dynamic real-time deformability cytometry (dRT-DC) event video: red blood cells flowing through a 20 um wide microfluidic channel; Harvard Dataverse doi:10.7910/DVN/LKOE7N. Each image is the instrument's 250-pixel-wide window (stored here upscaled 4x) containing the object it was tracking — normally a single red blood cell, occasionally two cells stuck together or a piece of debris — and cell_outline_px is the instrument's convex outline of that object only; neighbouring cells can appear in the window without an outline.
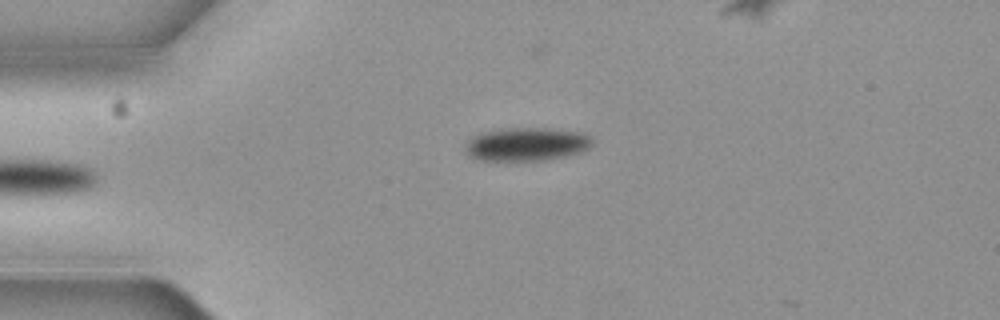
{"species": "common noctule bat (a hibernating species)", "species_latin": "Nyctalus noctula", "temperature_condition": "cold", "stored_images_in_passage": 4, "camera_frame_rate_fps": 3000, "um_per_image_px": 0.085, "animal": {"sex": "female", "body_mass_g": 19.3, "forearm_length_mm": 54.1}, "frame": {"image": 1, "passage_image": 4, "time_ms": 1.0, "image_size_px": [1000, 320], "cell_outline_px": [[592, 144], [588, 148], [568, 156], [544, 160], [476, 160], [468, 156], [464, 148], [464, 144], [472, 136], [480, 132], [500, 128], [548, 128], [584, 132], [592, 140]], "centroid_in_image_um": [44.7, 12.25], "position_along_channel_um": 40.3, "area_um2": 25.03}}